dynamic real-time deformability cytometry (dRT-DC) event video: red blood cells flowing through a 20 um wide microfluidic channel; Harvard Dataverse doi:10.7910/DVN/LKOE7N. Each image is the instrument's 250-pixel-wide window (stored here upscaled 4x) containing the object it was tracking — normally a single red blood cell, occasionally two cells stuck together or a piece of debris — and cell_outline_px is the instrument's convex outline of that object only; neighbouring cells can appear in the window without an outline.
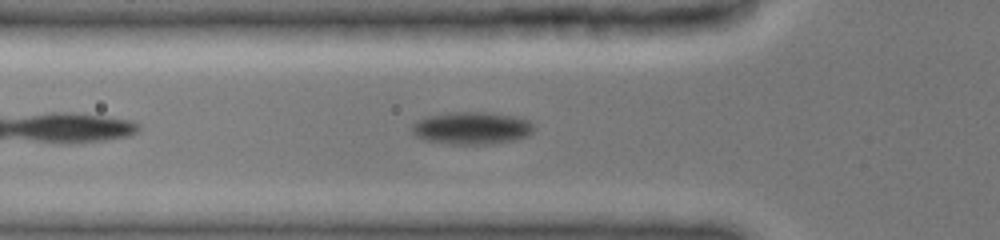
{"species": "common noctule bat (a hibernating species)", "species_latin": "Nyctalus noctula", "temperature_condition": "cold", "stored_images_in_passage": 62, "camera_frame_rate_fps": 3000, "um_per_image_px": 0.085, "animal": {"sex": "female", "body_mass_g": 19.0, "forearm_length_mm": 51.5}, "frame": {"image": 1, "passage_image": 2, "time_ms": 0.333, "image_size_px": [1000, 240], "cell_outline_px": [[536, 128], [528, 136], [512, 140], [492, 144], [448, 144], [424, 140], [416, 136], [412, 132], [412, 124], [416, 120], [424, 116], [448, 112], [492, 112], [516, 116], [528, 120], [536, 124]], "centroid_in_image_um": [40.11, 10.87], "position_along_channel_um": 85.7, "area_um2": 23.58}}
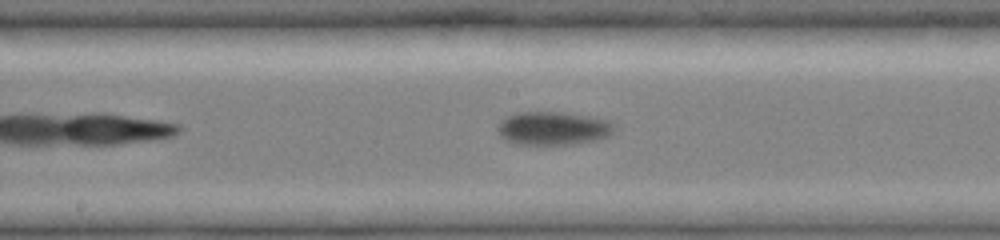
{"frame": {"image": 2, "passage_image": 20, "time_ms": 3.333, "image_size_px": [1000, 240], "cell_outline_px": [[616, 128], [608, 136], [596, 140], [576, 144], [512, 144], [504, 140], [500, 136], [496, 128], [496, 124], [500, 120], [516, 112], [564, 112], [592, 116], [608, 120], [616, 124]], "centroid_in_image_um": [47.0, 10.9], "position_along_channel_um": 201.2, "area_um2": 23.18}}
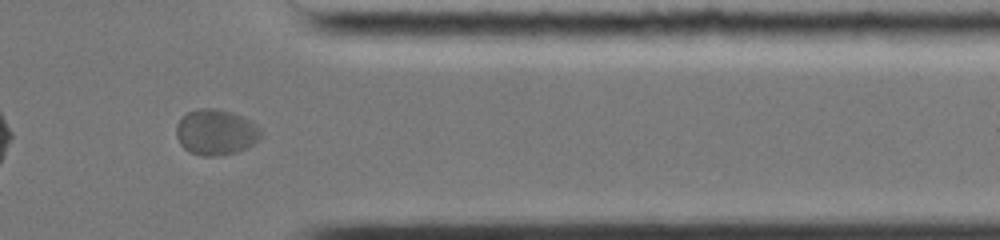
{"frame": {"image": 3, "passage_image": 56, "time_ms": 8.333, "image_size_px": [1000, 240], "cell_outline_px": [[264, 132], [260, 140], [236, 152], [216, 156], [204, 156], [188, 152], [180, 144], [176, 136], [176, 124], [188, 112], [200, 108], [216, 108], [232, 112], [256, 124]], "centroid_in_image_um": [18.35, 11.24], "position_along_channel_um": 393.0, "area_um2": 22.6}}